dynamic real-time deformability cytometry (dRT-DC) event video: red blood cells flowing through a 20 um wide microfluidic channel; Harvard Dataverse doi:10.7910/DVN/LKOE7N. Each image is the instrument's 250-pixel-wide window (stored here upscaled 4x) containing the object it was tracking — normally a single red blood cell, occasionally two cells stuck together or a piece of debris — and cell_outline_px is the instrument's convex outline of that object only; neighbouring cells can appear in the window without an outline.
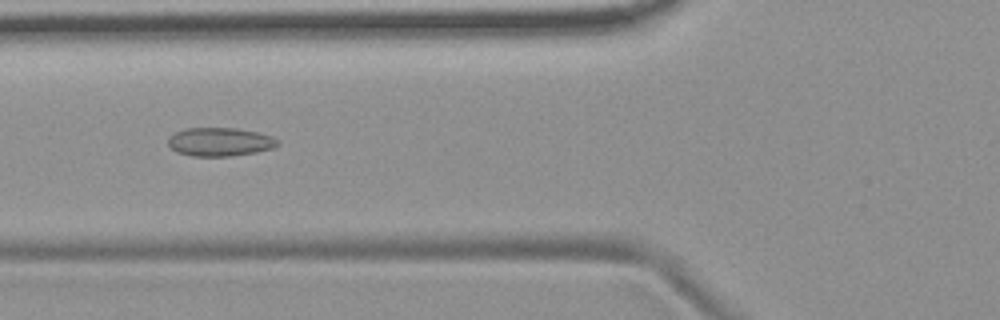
{"species": "common noctule bat (a hibernating species)", "species_latin": "Nyctalus noctula", "temperature_condition": "room temperature", "stored_images_in_passage": 54, "camera_frame_rate_fps": 3000, "um_per_image_px": 0.085, "animal": {"sex": "female", "body_mass_g": 19.9}, "frame": {"image": 1, "passage_image": 20, "time_ms": 6.333, "image_size_px": [1000, 320], "cell_outline_px": [[280, 144], [272, 148], [256, 152], [232, 156], [192, 156], [176, 152], [168, 144], [168, 136], [184, 128], [236, 128], [256, 132], [272, 136], [280, 140]], "centroid_in_image_um": [18.69, 12.06], "position_along_channel_um": 107.1, "area_um2": 18.32}}
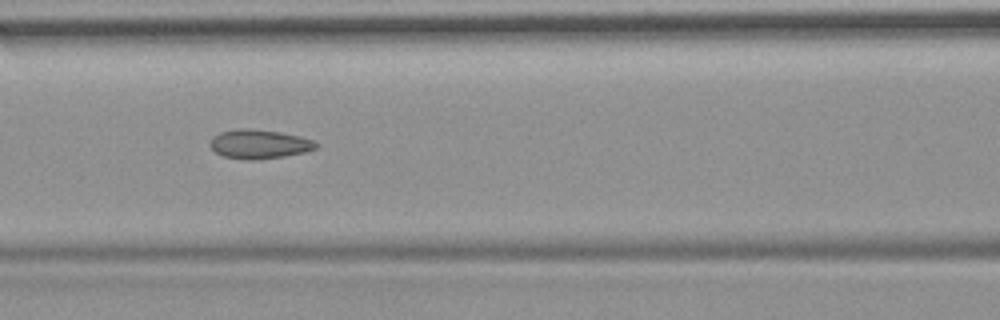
{"frame": {"image": 2, "passage_image": 23, "time_ms": 7.333, "image_size_px": [1000, 320], "cell_outline_px": [[320, 144], [316, 148], [304, 152], [284, 156], [256, 160], [248, 160], [224, 156], [216, 152], [208, 144], [212, 136], [220, 132], [240, 128], [252, 128], [280, 132], [300, 136], [312, 140]], "centroid_in_image_um": [22.02, 12.24], "position_along_channel_um": 144.6, "area_um2": 18.03}}
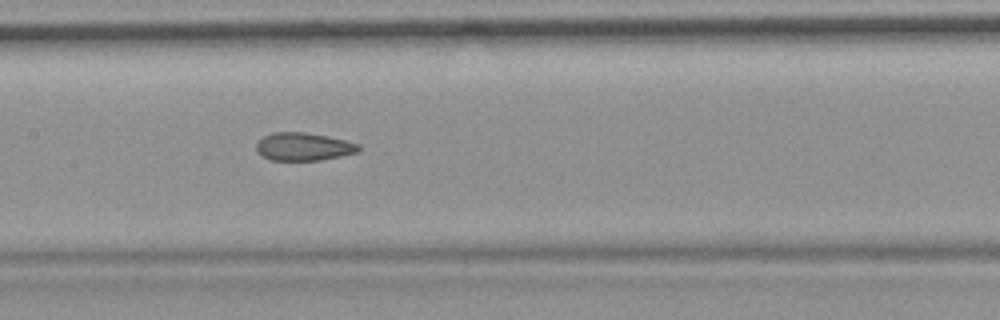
{"frame": {"image": 3, "passage_image": 26, "time_ms": 8.333, "image_size_px": [1000, 320], "cell_outline_px": [[360, 148], [356, 152], [340, 156], [320, 160], [268, 160], [256, 152], [256, 144], [264, 136], [272, 132], [304, 132], [328, 136], [360, 144]], "centroid_in_image_um": [25.76, 12.46], "position_along_channel_um": 181.6, "area_um2": 16.65}, "authors_computed_cell_mechanics": {"area_um2": 18.1781, "velocity_mm_per_s": 3.7215, "shape_relaxation_time_tau1_ms": null, "shape_relaxation_time_tau2_ms": 1.9691, "deformation_change_tau1": null, "deformation_change_tau2": 0.0791}}